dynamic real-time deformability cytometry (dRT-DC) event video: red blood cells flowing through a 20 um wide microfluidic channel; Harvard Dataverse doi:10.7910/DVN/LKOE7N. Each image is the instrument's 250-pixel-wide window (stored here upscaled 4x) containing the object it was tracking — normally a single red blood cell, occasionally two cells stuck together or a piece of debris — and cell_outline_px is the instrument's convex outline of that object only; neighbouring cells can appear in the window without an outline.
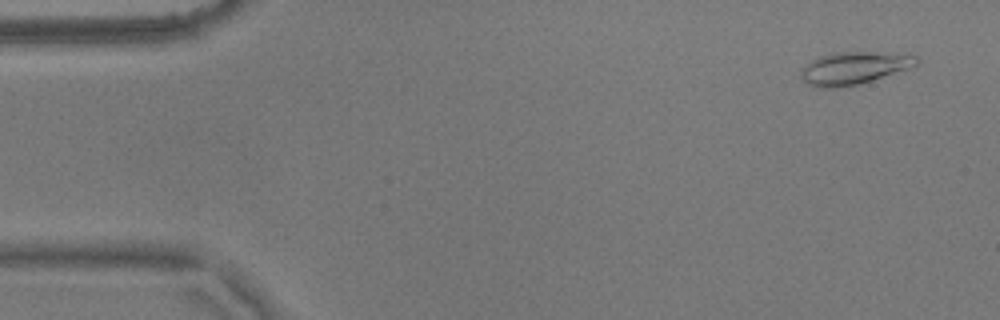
{"species": "common noctule bat (a hibernating species)", "species_latin": "Nyctalus noctula", "temperature_condition": "warm", "stored_images_in_passage": 55, "camera_frame_rate_fps": 3000, "um_per_image_px": 0.085, "animal": {"sex": "male", "body_mass_g": 17.9}, "frame": {"image": 1, "passage_image": 3, "time_ms": 0.667, "image_size_px": [1000, 320], "cell_outline_px": [[920, 60], [916, 64], [908, 68], [856, 84], [832, 88], [820, 88], [808, 84], [800, 76], [800, 68], [816, 56], [832, 52], [868, 52], [916, 56]], "centroid_in_image_um": [72.45, 5.77], "position_along_channel_um": 12.5, "area_um2": 21.44}}
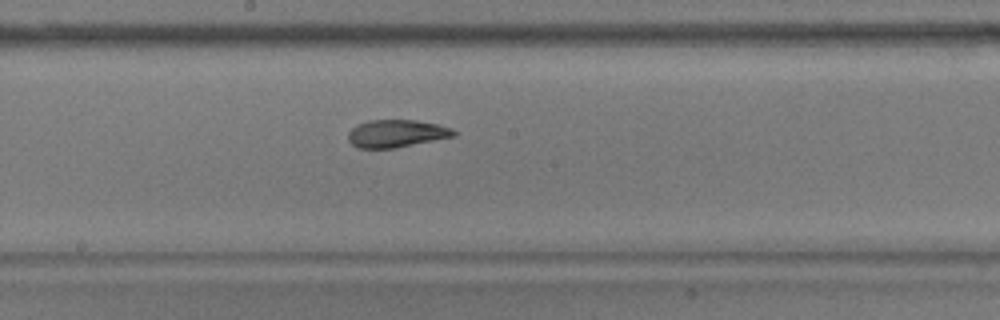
{"frame": {"image": 2, "passage_image": 29, "time_ms": 9.333, "image_size_px": [1000, 320], "cell_outline_px": [[456, 136], [396, 148], [356, 148], [348, 140], [348, 132], [356, 124], [368, 120], [416, 120], [436, 124], [452, 128], [456, 132]], "centroid_in_image_um": [33.68, 11.35], "position_along_channel_um": 214.5, "area_um2": 17.11}}
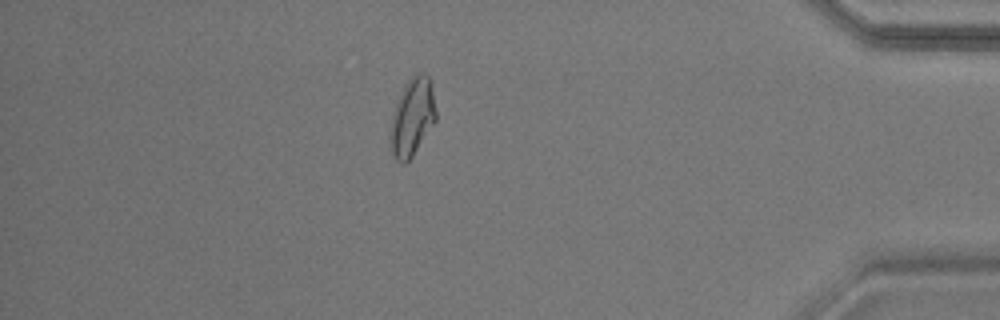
{"frame": {"image": 3, "passage_image": 48, "time_ms": 15.667, "image_size_px": [1000, 320], "cell_outline_px": [[436, 120], [412, 156], [404, 164], [400, 164], [396, 160], [388, 144], [388, 136], [392, 116], [396, 100], [404, 84], [416, 72], [424, 72], [432, 80], [436, 112]], "centroid_in_image_um": [35.02, 9.93], "position_along_channel_um": 400.2, "area_um2": 21.21}, "authors_computed_cell_mechanics": {"area_um2": 18.6694, "velocity_mm_per_s": 3.5904, "shape_relaxation_time_tau1_ms": null, "shape_relaxation_time_tau2_ms": 2.3829, "deformation_change_tau1": null, "deformation_change_tau2": 0.0951}}